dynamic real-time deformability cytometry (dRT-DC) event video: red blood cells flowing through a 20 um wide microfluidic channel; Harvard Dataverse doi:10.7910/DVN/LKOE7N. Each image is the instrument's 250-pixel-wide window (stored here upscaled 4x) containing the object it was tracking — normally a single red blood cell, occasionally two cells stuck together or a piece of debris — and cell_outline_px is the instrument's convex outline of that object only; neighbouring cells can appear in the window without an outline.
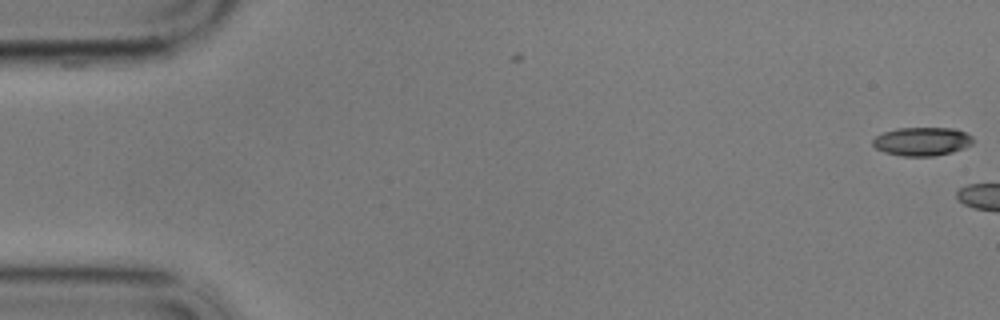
{"species": "common noctule bat (a hibernating species)", "species_latin": "Nyctalus noctula", "temperature_condition": "cold", "stored_images_in_passage": 5, "camera_frame_rate_fps": 3000, "um_per_image_px": 0.085, "animal": {"sex": "male", "body_mass_g": 17.9}, "frame": {"image": 1, "passage_image": 1, "time_ms": 0.0, "image_size_px": [1000, 320], "cell_outline_px": [[972, 144], [964, 148], [952, 152], [936, 156], [900, 156], [884, 152], [876, 148], [872, 144], [872, 140], [876, 136], [884, 132], [900, 128], [956, 128], [972, 136]], "centroid_in_image_um": [78.37, 12.03], "position_along_channel_um": 6.6, "area_um2": 16.7}}